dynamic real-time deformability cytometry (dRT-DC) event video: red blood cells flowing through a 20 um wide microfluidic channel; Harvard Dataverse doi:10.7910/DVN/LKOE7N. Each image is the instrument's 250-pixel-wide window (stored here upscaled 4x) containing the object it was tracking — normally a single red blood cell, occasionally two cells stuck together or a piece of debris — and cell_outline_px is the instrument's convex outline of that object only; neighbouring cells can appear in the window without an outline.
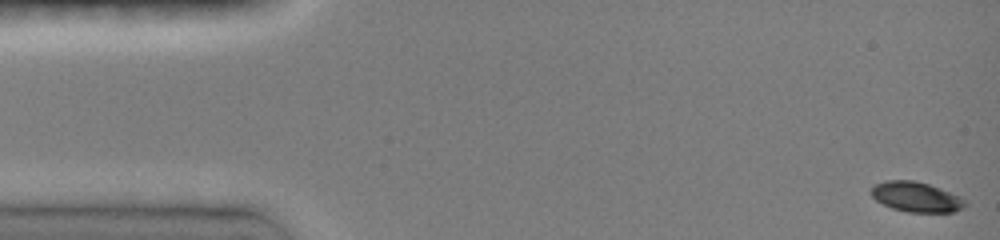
{"species": "common noctule bat (a hibernating species)", "species_latin": "Nyctalus noctula", "temperature_condition": "room temperature", "stored_images_in_passage": 21, "camera_frame_rate_fps": 3000, "um_per_image_px": 0.085, "animal": {"sex": "female", "body_mass_g": 19.0, "forearm_length_mm": 51.5}, "frame": {"image": 1, "passage_image": 1, "time_ms": 0.0, "image_size_px": [1000, 240], "cell_outline_px": [[968, 204], [964, 208], [952, 212], [908, 212], [892, 208], [876, 200], [872, 196], [872, 184], [884, 180], [912, 180], [928, 184], [940, 188], [960, 196]], "centroid_in_image_um": [77.88, 16.73], "position_along_channel_um": 7.1, "area_um2": 16.47}}
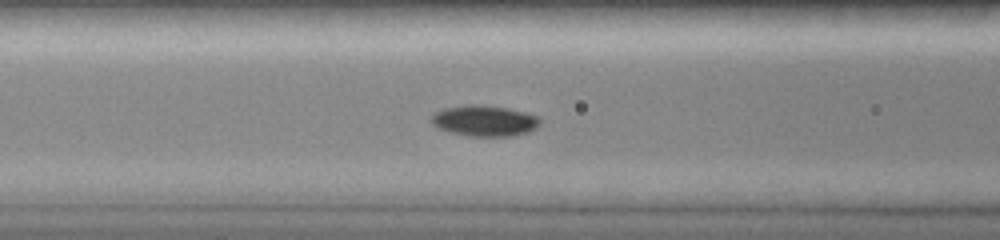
{"frame": {"image": 2, "passage_image": 13, "time_ms": 6.0, "image_size_px": [1000, 240], "cell_outline_px": [[540, 124], [536, 128], [528, 132], [512, 136], [468, 136], [436, 128], [428, 120], [436, 112], [444, 108], [464, 104], [480, 104], [508, 108], [524, 112], [536, 116], [540, 120]], "centroid_in_image_um": [41.14, 10.26], "position_along_channel_um": 125.5, "area_um2": 19.71}}
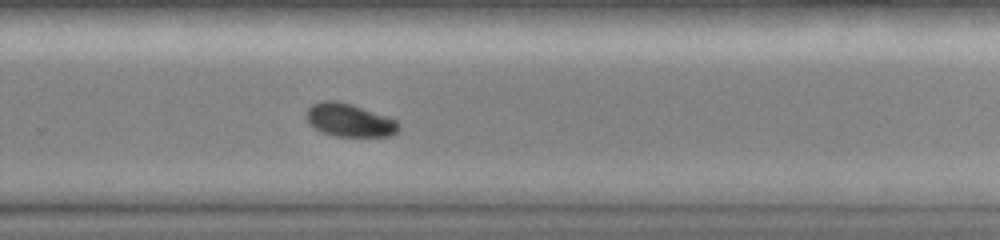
{"frame": {"image": 3, "passage_image": 21, "time_ms": 10.333, "image_size_px": [1000, 240], "cell_outline_px": [[400, 128], [396, 132], [388, 136], [336, 136], [324, 132], [308, 124], [304, 116], [304, 112], [312, 104], [324, 100], [336, 100], [352, 104], [396, 120], [400, 124]], "centroid_in_image_um": [29.65, 10.2], "position_along_channel_um": 300.1, "area_um2": 17.8}}